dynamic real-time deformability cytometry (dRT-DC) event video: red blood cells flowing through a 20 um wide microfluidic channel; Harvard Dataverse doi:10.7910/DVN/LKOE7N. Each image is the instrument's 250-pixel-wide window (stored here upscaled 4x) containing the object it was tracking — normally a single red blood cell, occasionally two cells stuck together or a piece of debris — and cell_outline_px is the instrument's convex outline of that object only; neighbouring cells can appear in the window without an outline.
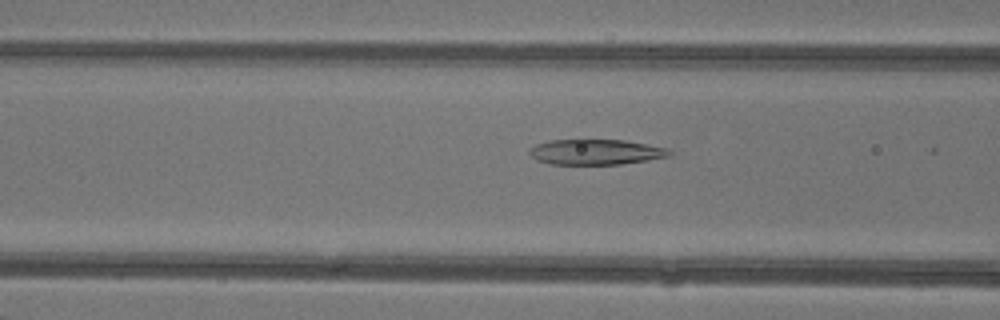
{"species": "common noctule bat (a hibernating species)", "species_latin": "Nyctalus noctula", "temperature_condition": "warm", "stored_images_in_passage": 5, "camera_frame_rate_fps": 3000, "um_per_image_px": 0.085, "animal": {"sex": "female"}, "frame": {"image": 1, "passage_image": 4, "time_ms": 1.0, "image_size_px": [1000, 320], "cell_outline_px": [[672, 152], [668, 156], [648, 160], [620, 164], [552, 164], [536, 160], [528, 152], [528, 148], [536, 144], [552, 140], [624, 140], [668, 148]], "centroid_in_image_um": [50.62, 12.92], "position_along_channel_um": 116.0, "area_um2": 20.58}}